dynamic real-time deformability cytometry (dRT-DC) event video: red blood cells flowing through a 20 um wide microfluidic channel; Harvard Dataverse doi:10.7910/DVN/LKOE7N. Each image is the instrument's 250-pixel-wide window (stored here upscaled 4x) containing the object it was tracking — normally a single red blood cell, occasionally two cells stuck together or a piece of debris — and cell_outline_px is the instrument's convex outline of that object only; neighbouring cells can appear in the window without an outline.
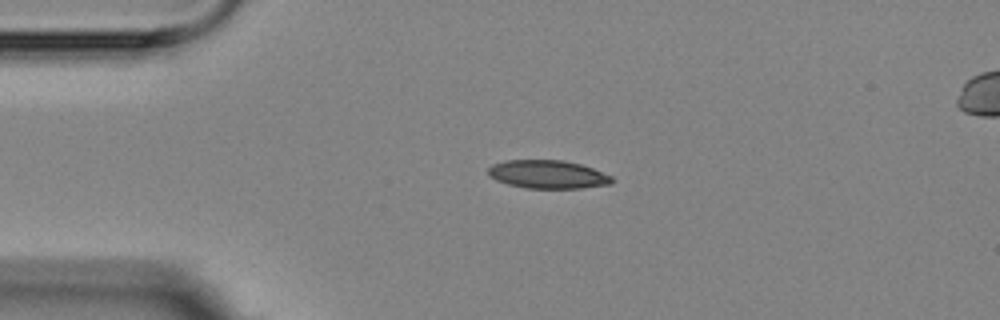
{"species": "Egyptian fruit bat (a non-hibernating species)", "species_latin": "Rousettus aegyptiacus", "temperature_condition": "room temperature", "stored_images_in_passage": 5, "segment_of_instrument_passage": [1, 2], "camera_frame_rate_fps": 3000, "um_per_image_px": 0.085, "animal": {"sex": "female"}, "frame": {"image": 1, "passage_image": 3, "time_ms": 2.333, "image_size_px": [1000, 320], "cell_outline_px": [[616, 180], [612, 184], [584, 188], [524, 188], [508, 184], [496, 180], [488, 176], [488, 168], [492, 164], [504, 160], [564, 160], [580, 164], [592, 168], [612, 176]], "centroid_in_image_um": [46.57, 14.82], "position_along_channel_um": 38.4, "area_um2": 20.63}}